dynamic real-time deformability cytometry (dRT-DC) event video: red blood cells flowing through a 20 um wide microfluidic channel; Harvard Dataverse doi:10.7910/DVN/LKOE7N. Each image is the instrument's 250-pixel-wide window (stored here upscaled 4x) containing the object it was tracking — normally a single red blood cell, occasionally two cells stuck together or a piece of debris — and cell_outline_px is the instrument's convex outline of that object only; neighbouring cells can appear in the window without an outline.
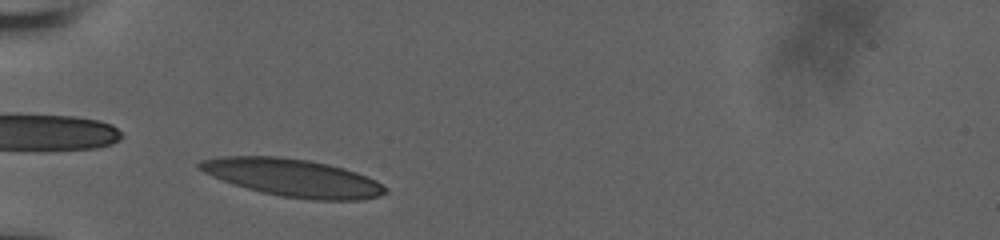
{"species": "human", "species_latin": "Homo sapiens", "temperature_condition": "room temperature", "stored_images_in_passage": 35, "camera_frame_rate_fps": 3000, "um_per_image_px": 0.085, "donor": {"sex": "male"}, "frame": {"image": 1, "passage_image": 2, "time_ms": 0.333, "image_size_px": [1000, 240], "cell_outline_px": [[388, 192], [380, 196], [360, 200], [312, 200], [280, 196], [260, 192], [212, 176], [196, 168], [196, 164], [200, 160], [216, 156], [280, 156], [308, 160], [328, 164], [344, 168], [356, 172], [376, 180], [388, 188]], "centroid_in_image_um": [24.9, 15.1], "position_along_channel_um": 60.1, "area_um2": 40.92}}
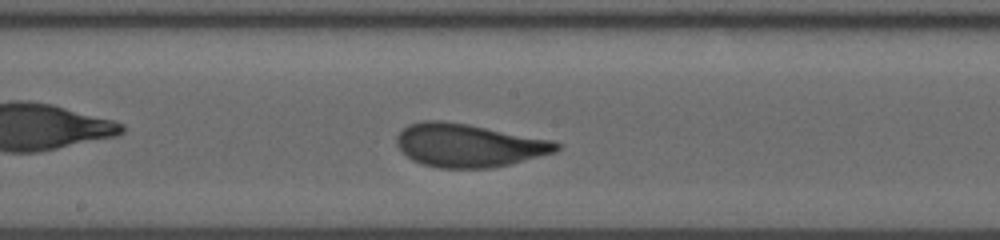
{"frame": {"image": 2, "passage_image": 15, "time_ms": 4.667, "image_size_px": [1000, 240], "cell_outline_px": [[560, 148], [556, 152], [492, 168], [440, 168], [424, 164], [412, 160], [396, 144], [396, 136], [408, 124], [420, 120], [444, 120], [468, 124], [552, 140], [560, 144]], "centroid_in_image_um": [39.81, 12.34], "position_along_channel_um": 208.4, "area_um2": 40.11}}
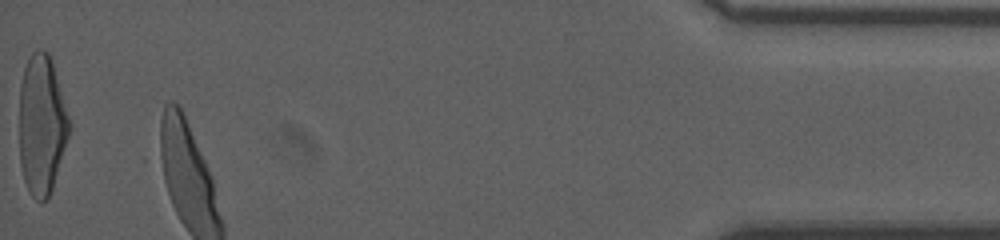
{"frame": {"image": 3, "passage_image": 35, "time_ms": 11.333, "image_size_px": [1000, 240], "cell_outline_px": [[72, 124], [52, 188], [48, 196], [40, 204], [28, 192], [24, 180], [20, 164], [20, 84], [24, 68], [32, 52], [36, 48], [40, 48], [48, 52], [52, 60]], "centroid_in_image_um": [3.55, 10.58], "position_along_channel_um": 431.6, "area_um2": 40.86}, "authors_computed_cell_mechanics": {"area_um2": 39.8242, "velocity_mm_per_s": 3.6991, "shape_relaxation_time_tau1_ms": 3.5255, "shape_relaxation_time_tau2_ms": null, "deformation_change_tau1": 0.1647, "deformation_change_tau2": null}}